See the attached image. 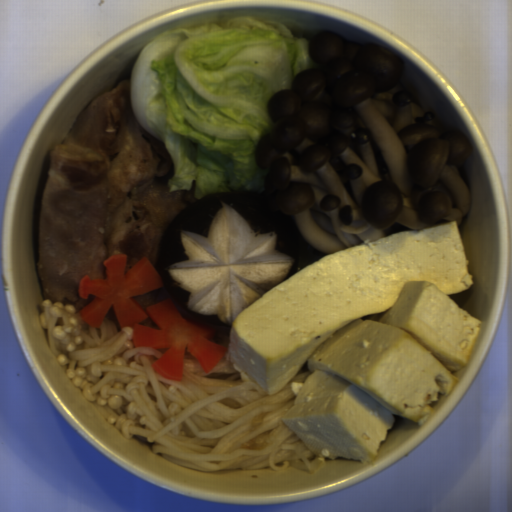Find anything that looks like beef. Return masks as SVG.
<instances>
[{
	"label": "beef",
	"instance_id": "3",
	"mask_svg": "<svg viewBox=\"0 0 512 512\" xmlns=\"http://www.w3.org/2000/svg\"><path fill=\"white\" fill-rule=\"evenodd\" d=\"M105 316H107L109 320H112L114 322L117 331L120 332L122 327H121V325H120V323H119V321L117 319V316H116V313H115V309H114L112 304L110 305V307H109V309H108V311H107Z\"/></svg>",
	"mask_w": 512,
	"mask_h": 512
},
{
	"label": "beef",
	"instance_id": "2",
	"mask_svg": "<svg viewBox=\"0 0 512 512\" xmlns=\"http://www.w3.org/2000/svg\"><path fill=\"white\" fill-rule=\"evenodd\" d=\"M133 298L138 302L144 311H147V307L156 304L151 296L150 291L137 295Z\"/></svg>",
	"mask_w": 512,
	"mask_h": 512
},
{
	"label": "beef",
	"instance_id": "1",
	"mask_svg": "<svg viewBox=\"0 0 512 512\" xmlns=\"http://www.w3.org/2000/svg\"><path fill=\"white\" fill-rule=\"evenodd\" d=\"M130 79L87 103L54 145L37 221L38 276L44 300L73 304L81 278L106 279L104 260L127 254L126 273L144 257L154 267L166 225L195 198L169 191L175 175L163 142L133 113Z\"/></svg>",
	"mask_w": 512,
	"mask_h": 512
}]
</instances>
